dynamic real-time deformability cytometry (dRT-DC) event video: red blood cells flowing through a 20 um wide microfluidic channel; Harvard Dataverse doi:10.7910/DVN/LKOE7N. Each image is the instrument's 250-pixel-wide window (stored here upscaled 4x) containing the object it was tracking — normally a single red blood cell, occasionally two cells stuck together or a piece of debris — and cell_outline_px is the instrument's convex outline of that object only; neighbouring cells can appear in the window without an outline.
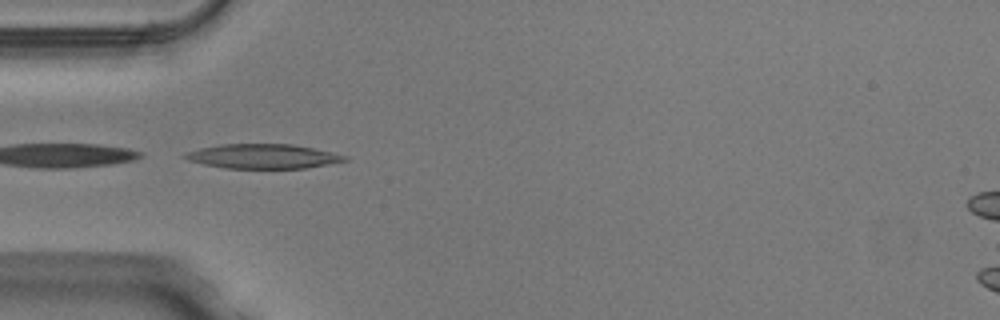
{"species": "Egyptian fruit bat (a non-hibernating species)", "species_latin": "Rousettus aegyptiacus", "temperature_condition": "warm", "stored_images_in_passage": 21, "camera_frame_rate_fps": 3000, "um_per_image_px": 0.085, "animal": {"sex": "male"}, "frame": {"image": 1, "passage_image": 1, "time_ms": 0.0, "image_size_px": [1000, 320], "cell_outline_px": [[348, 160], [328, 164], [304, 168], [224, 168], [204, 164], [188, 160], [180, 156], [184, 152], [200, 148], [220, 144], [292, 144], [332, 152], [348, 156]], "centroid_in_image_um": [22.31, 13.28], "position_along_channel_um": 62.7, "area_um2": 22.77}}
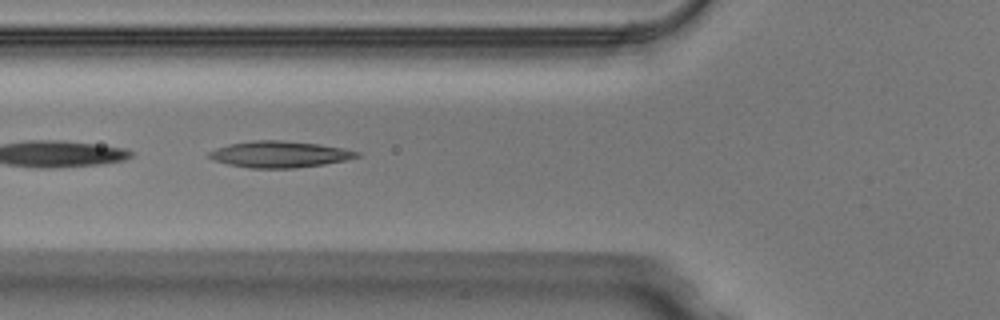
{"frame": {"image": 2, "passage_image": 4, "time_ms": 1.0, "image_size_px": [1000, 320], "cell_outline_px": [[360, 156], [344, 160], [324, 164], [296, 168], [248, 168], [228, 164], [212, 160], [208, 156], [208, 152], [216, 148], [228, 144], [252, 140], [280, 140], [316, 144], [344, 148], [360, 152]], "centroid_in_image_um": [23.72, 13.11], "position_along_channel_um": 102.1, "area_um2": 22.72}}